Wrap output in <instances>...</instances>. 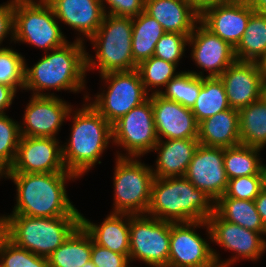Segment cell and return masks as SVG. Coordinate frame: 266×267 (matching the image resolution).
Returning <instances> with one entry per match:
<instances>
[{
  "label": "cell",
  "instance_id": "f35d334b",
  "mask_svg": "<svg viewBox=\"0 0 266 267\" xmlns=\"http://www.w3.org/2000/svg\"><path fill=\"white\" fill-rule=\"evenodd\" d=\"M261 191V175H249L229 179L224 195L239 200H255Z\"/></svg>",
  "mask_w": 266,
  "mask_h": 267
},
{
  "label": "cell",
  "instance_id": "3957f363",
  "mask_svg": "<svg viewBox=\"0 0 266 267\" xmlns=\"http://www.w3.org/2000/svg\"><path fill=\"white\" fill-rule=\"evenodd\" d=\"M73 108L67 116L73 117V125L68 142L61 145L62 159L66 170L80 178L101 163L99 158L113 141V132L112 125L89 102Z\"/></svg>",
  "mask_w": 266,
  "mask_h": 267
},
{
  "label": "cell",
  "instance_id": "603a6c76",
  "mask_svg": "<svg viewBox=\"0 0 266 267\" xmlns=\"http://www.w3.org/2000/svg\"><path fill=\"white\" fill-rule=\"evenodd\" d=\"M144 11L155 18L165 32L188 37L200 20V15L186 0H145Z\"/></svg>",
  "mask_w": 266,
  "mask_h": 267
},
{
  "label": "cell",
  "instance_id": "74e56055",
  "mask_svg": "<svg viewBox=\"0 0 266 267\" xmlns=\"http://www.w3.org/2000/svg\"><path fill=\"white\" fill-rule=\"evenodd\" d=\"M188 38L185 34L165 32L155 45L153 56L178 65L186 51Z\"/></svg>",
  "mask_w": 266,
  "mask_h": 267
},
{
  "label": "cell",
  "instance_id": "6da1fadb",
  "mask_svg": "<svg viewBox=\"0 0 266 267\" xmlns=\"http://www.w3.org/2000/svg\"><path fill=\"white\" fill-rule=\"evenodd\" d=\"M16 185V204L10 215L31 217L81 216L68 198L66 181L78 177L69 171L54 173H3Z\"/></svg>",
  "mask_w": 266,
  "mask_h": 267
},
{
  "label": "cell",
  "instance_id": "ee69618b",
  "mask_svg": "<svg viewBox=\"0 0 266 267\" xmlns=\"http://www.w3.org/2000/svg\"><path fill=\"white\" fill-rule=\"evenodd\" d=\"M190 6L201 15L205 10L228 0H186Z\"/></svg>",
  "mask_w": 266,
  "mask_h": 267
},
{
  "label": "cell",
  "instance_id": "681fc988",
  "mask_svg": "<svg viewBox=\"0 0 266 267\" xmlns=\"http://www.w3.org/2000/svg\"><path fill=\"white\" fill-rule=\"evenodd\" d=\"M83 267H96L93 263H92V261L90 260V261H88Z\"/></svg>",
  "mask_w": 266,
  "mask_h": 267
},
{
  "label": "cell",
  "instance_id": "8d00e7d4",
  "mask_svg": "<svg viewBox=\"0 0 266 267\" xmlns=\"http://www.w3.org/2000/svg\"><path fill=\"white\" fill-rule=\"evenodd\" d=\"M25 57L9 47H0V83L24 90Z\"/></svg>",
  "mask_w": 266,
  "mask_h": 267
},
{
  "label": "cell",
  "instance_id": "bcb514c9",
  "mask_svg": "<svg viewBox=\"0 0 266 267\" xmlns=\"http://www.w3.org/2000/svg\"><path fill=\"white\" fill-rule=\"evenodd\" d=\"M246 2L254 12L266 16V0H246Z\"/></svg>",
  "mask_w": 266,
  "mask_h": 267
},
{
  "label": "cell",
  "instance_id": "7c38bea8",
  "mask_svg": "<svg viewBox=\"0 0 266 267\" xmlns=\"http://www.w3.org/2000/svg\"><path fill=\"white\" fill-rule=\"evenodd\" d=\"M197 227H207V221L171 223L168 266L221 267L220 254L196 232Z\"/></svg>",
  "mask_w": 266,
  "mask_h": 267
},
{
  "label": "cell",
  "instance_id": "f6af8a7d",
  "mask_svg": "<svg viewBox=\"0 0 266 267\" xmlns=\"http://www.w3.org/2000/svg\"><path fill=\"white\" fill-rule=\"evenodd\" d=\"M254 201L257 211L260 214L261 221L266 229V191L262 190Z\"/></svg>",
  "mask_w": 266,
  "mask_h": 267
},
{
  "label": "cell",
  "instance_id": "7dc6e473",
  "mask_svg": "<svg viewBox=\"0 0 266 267\" xmlns=\"http://www.w3.org/2000/svg\"><path fill=\"white\" fill-rule=\"evenodd\" d=\"M258 69L264 79L266 81V51L263 55L256 61Z\"/></svg>",
  "mask_w": 266,
  "mask_h": 267
},
{
  "label": "cell",
  "instance_id": "52a82bcc",
  "mask_svg": "<svg viewBox=\"0 0 266 267\" xmlns=\"http://www.w3.org/2000/svg\"><path fill=\"white\" fill-rule=\"evenodd\" d=\"M16 41L31 44L45 53L68 42L46 0H14V43Z\"/></svg>",
  "mask_w": 266,
  "mask_h": 267
},
{
  "label": "cell",
  "instance_id": "5bb4252c",
  "mask_svg": "<svg viewBox=\"0 0 266 267\" xmlns=\"http://www.w3.org/2000/svg\"><path fill=\"white\" fill-rule=\"evenodd\" d=\"M53 137L21 136L13 164L4 173L65 172L62 146Z\"/></svg>",
  "mask_w": 266,
  "mask_h": 267
},
{
  "label": "cell",
  "instance_id": "277c9868",
  "mask_svg": "<svg viewBox=\"0 0 266 267\" xmlns=\"http://www.w3.org/2000/svg\"><path fill=\"white\" fill-rule=\"evenodd\" d=\"M214 201L185 176L154 178L146 215L171 223L207 221Z\"/></svg>",
  "mask_w": 266,
  "mask_h": 267
},
{
  "label": "cell",
  "instance_id": "cb8c5ba5",
  "mask_svg": "<svg viewBox=\"0 0 266 267\" xmlns=\"http://www.w3.org/2000/svg\"><path fill=\"white\" fill-rule=\"evenodd\" d=\"M81 225L95 244L129 258V214L110 213L99 225L81 214Z\"/></svg>",
  "mask_w": 266,
  "mask_h": 267
},
{
  "label": "cell",
  "instance_id": "f1b7e54d",
  "mask_svg": "<svg viewBox=\"0 0 266 267\" xmlns=\"http://www.w3.org/2000/svg\"><path fill=\"white\" fill-rule=\"evenodd\" d=\"M240 142L249 147L266 146V97L239 110Z\"/></svg>",
  "mask_w": 266,
  "mask_h": 267
},
{
  "label": "cell",
  "instance_id": "60d3db41",
  "mask_svg": "<svg viewBox=\"0 0 266 267\" xmlns=\"http://www.w3.org/2000/svg\"><path fill=\"white\" fill-rule=\"evenodd\" d=\"M91 261L96 267H123L129 258L95 244L91 238Z\"/></svg>",
  "mask_w": 266,
  "mask_h": 267
},
{
  "label": "cell",
  "instance_id": "d6986e66",
  "mask_svg": "<svg viewBox=\"0 0 266 267\" xmlns=\"http://www.w3.org/2000/svg\"><path fill=\"white\" fill-rule=\"evenodd\" d=\"M219 78L230 108L240 110L264 96L265 81L256 62L236 60Z\"/></svg>",
  "mask_w": 266,
  "mask_h": 267
},
{
  "label": "cell",
  "instance_id": "e575fe53",
  "mask_svg": "<svg viewBox=\"0 0 266 267\" xmlns=\"http://www.w3.org/2000/svg\"><path fill=\"white\" fill-rule=\"evenodd\" d=\"M0 267H49L48 258L16 246L0 231Z\"/></svg>",
  "mask_w": 266,
  "mask_h": 267
},
{
  "label": "cell",
  "instance_id": "4316f807",
  "mask_svg": "<svg viewBox=\"0 0 266 267\" xmlns=\"http://www.w3.org/2000/svg\"><path fill=\"white\" fill-rule=\"evenodd\" d=\"M214 212L221 219L262 233L264 237L266 235V229L254 200H239L223 195L214 202Z\"/></svg>",
  "mask_w": 266,
  "mask_h": 267
},
{
  "label": "cell",
  "instance_id": "2e32d148",
  "mask_svg": "<svg viewBox=\"0 0 266 267\" xmlns=\"http://www.w3.org/2000/svg\"><path fill=\"white\" fill-rule=\"evenodd\" d=\"M197 29V30H196ZM188 46L192 47L191 57L198 68L203 71H189L194 75L204 77V71L209 72L205 77H219L233 62L235 48L226 41L211 33L200 22L188 38Z\"/></svg>",
  "mask_w": 266,
  "mask_h": 267
},
{
  "label": "cell",
  "instance_id": "d4e9b609",
  "mask_svg": "<svg viewBox=\"0 0 266 267\" xmlns=\"http://www.w3.org/2000/svg\"><path fill=\"white\" fill-rule=\"evenodd\" d=\"M197 139L201 145L210 147L228 148L241 144L239 110L229 108L199 122Z\"/></svg>",
  "mask_w": 266,
  "mask_h": 267
},
{
  "label": "cell",
  "instance_id": "7a4b0ae2",
  "mask_svg": "<svg viewBox=\"0 0 266 267\" xmlns=\"http://www.w3.org/2000/svg\"><path fill=\"white\" fill-rule=\"evenodd\" d=\"M86 53L84 43L76 39L44 53L31 68L25 61L24 90L33 91L35 96H54L43 93L49 89L81 92L86 89Z\"/></svg>",
  "mask_w": 266,
  "mask_h": 267
},
{
  "label": "cell",
  "instance_id": "9a60e30c",
  "mask_svg": "<svg viewBox=\"0 0 266 267\" xmlns=\"http://www.w3.org/2000/svg\"><path fill=\"white\" fill-rule=\"evenodd\" d=\"M71 109V105L57 95H32L25 108L23 122L19 123L21 136L56 138Z\"/></svg>",
  "mask_w": 266,
  "mask_h": 267
},
{
  "label": "cell",
  "instance_id": "5b68a950",
  "mask_svg": "<svg viewBox=\"0 0 266 267\" xmlns=\"http://www.w3.org/2000/svg\"><path fill=\"white\" fill-rule=\"evenodd\" d=\"M81 224V216H0V231L16 246L48 258Z\"/></svg>",
  "mask_w": 266,
  "mask_h": 267
},
{
  "label": "cell",
  "instance_id": "ac0fdd59",
  "mask_svg": "<svg viewBox=\"0 0 266 267\" xmlns=\"http://www.w3.org/2000/svg\"><path fill=\"white\" fill-rule=\"evenodd\" d=\"M254 11L246 0H228L205 10L199 22L211 33L236 48Z\"/></svg>",
  "mask_w": 266,
  "mask_h": 267
},
{
  "label": "cell",
  "instance_id": "836d02e7",
  "mask_svg": "<svg viewBox=\"0 0 266 267\" xmlns=\"http://www.w3.org/2000/svg\"><path fill=\"white\" fill-rule=\"evenodd\" d=\"M177 66L174 63L152 56L140 62L136 70L139 72L145 90L148 93L150 90H154L151 91V94H157L162 87L164 88L172 78L179 74L178 71L176 72ZM157 87L161 88L157 89Z\"/></svg>",
  "mask_w": 266,
  "mask_h": 267
},
{
  "label": "cell",
  "instance_id": "e0dca14e",
  "mask_svg": "<svg viewBox=\"0 0 266 267\" xmlns=\"http://www.w3.org/2000/svg\"><path fill=\"white\" fill-rule=\"evenodd\" d=\"M224 148L199 144L185 177L215 202L227 190L228 177L223 164Z\"/></svg>",
  "mask_w": 266,
  "mask_h": 267
},
{
  "label": "cell",
  "instance_id": "4dcf8cb0",
  "mask_svg": "<svg viewBox=\"0 0 266 267\" xmlns=\"http://www.w3.org/2000/svg\"><path fill=\"white\" fill-rule=\"evenodd\" d=\"M261 149L239 144L224 148V168L228 179L241 176L261 175Z\"/></svg>",
  "mask_w": 266,
  "mask_h": 267
},
{
  "label": "cell",
  "instance_id": "7bdbcfd3",
  "mask_svg": "<svg viewBox=\"0 0 266 267\" xmlns=\"http://www.w3.org/2000/svg\"><path fill=\"white\" fill-rule=\"evenodd\" d=\"M16 93L12 87L0 83V115L6 114L5 110L11 107Z\"/></svg>",
  "mask_w": 266,
  "mask_h": 267
},
{
  "label": "cell",
  "instance_id": "ba28073f",
  "mask_svg": "<svg viewBox=\"0 0 266 267\" xmlns=\"http://www.w3.org/2000/svg\"><path fill=\"white\" fill-rule=\"evenodd\" d=\"M114 168V203L111 213L146 214L154 174L151 165L134 157H117Z\"/></svg>",
  "mask_w": 266,
  "mask_h": 267
},
{
  "label": "cell",
  "instance_id": "f907efd6",
  "mask_svg": "<svg viewBox=\"0 0 266 267\" xmlns=\"http://www.w3.org/2000/svg\"><path fill=\"white\" fill-rule=\"evenodd\" d=\"M130 260L123 266V267H131V265H129L130 264Z\"/></svg>",
  "mask_w": 266,
  "mask_h": 267
},
{
  "label": "cell",
  "instance_id": "816d5d0a",
  "mask_svg": "<svg viewBox=\"0 0 266 267\" xmlns=\"http://www.w3.org/2000/svg\"><path fill=\"white\" fill-rule=\"evenodd\" d=\"M264 96L266 97V81H265V91H264Z\"/></svg>",
  "mask_w": 266,
  "mask_h": 267
},
{
  "label": "cell",
  "instance_id": "ffe728a7",
  "mask_svg": "<svg viewBox=\"0 0 266 267\" xmlns=\"http://www.w3.org/2000/svg\"><path fill=\"white\" fill-rule=\"evenodd\" d=\"M149 98L159 140L198 138L199 123L190 108L165 99L158 93L149 95Z\"/></svg>",
  "mask_w": 266,
  "mask_h": 267
},
{
  "label": "cell",
  "instance_id": "ab89813d",
  "mask_svg": "<svg viewBox=\"0 0 266 267\" xmlns=\"http://www.w3.org/2000/svg\"><path fill=\"white\" fill-rule=\"evenodd\" d=\"M100 2L105 14L130 18L142 13L145 6V0H100ZM105 4L109 6L106 7Z\"/></svg>",
  "mask_w": 266,
  "mask_h": 267
},
{
  "label": "cell",
  "instance_id": "44dd1931",
  "mask_svg": "<svg viewBox=\"0 0 266 267\" xmlns=\"http://www.w3.org/2000/svg\"><path fill=\"white\" fill-rule=\"evenodd\" d=\"M56 19L78 31L77 40L90 39L102 24L105 12L100 0H46Z\"/></svg>",
  "mask_w": 266,
  "mask_h": 267
},
{
  "label": "cell",
  "instance_id": "1f68e13d",
  "mask_svg": "<svg viewBox=\"0 0 266 267\" xmlns=\"http://www.w3.org/2000/svg\"><path fill=\"white\" fill-rule=\"evenodd\" d=\"M266 51V16L254 12L247 23L245 33L235 48L239 61L256 62Z\"/></svg>",
  "mask_w": 266,
  "mask_h": 267
},
{
  "label": "cell",
  "instance_id": "8fae6325",
  "mask_svg": "<svg viewBox=\"0 0 266 267\" xmlns=\"http://www.w3.org/2000/svg\"><path fill=\"white\" fill-rule=\"evenodd\" d=\"M112 144L126 150V155L117 152L115 157H134L153 152L159 141L154 122V113L151 99L132 108L112 125ZM128 153V154H127Z\"/></svg>",
  "mask_w": 266,
  "mask_h": 267
},
{
  "label": "cell",
  "instance_id": "30bf717a",
  "mask_svg": "<svg viewBox=\"0 0 266 267\" xmlns=\"http://www.w3.org/2000/svg\"><path fill=\"white\" fill-rule=\"evenodd\" d=\"M171 222L155 217L129 214V260L150 267L168 265Z\"/></svg>",
  "mask_w": 266,
  "mask_h": 267
},
{
  "label": "cell",
  "instance_id": "c3c4849f",
  "mask_svg": "<svg viewBox=\"0 0 266 267\" xmlns=\"http://www.w3.org/2000/svg\"><path fill=\"white\" fill-rule=\"evenodd\" d=\"M262 190L266 191V165L261 166Z\"/></svg>",
  "mask_w": 266,
  "mask_h": 267
},
{
  "label": "cell",
  "instance_id": "83f0119b",
  "mask_svg": "<svg viewBox=\"0 0 266 267\" xmlns=\"http://www.w3.org/2000/svg\"><path fill=\"white\" fill-rule=\"evenodd\" d=\"M164 33L161 24L145 11L132 18V56L137 65L154 55L155 45Z\"/></svg>",
  "mask_w": 266,
  "mask_h": 267
},
{
  "label": "cell",
  "instance_id": "d6a6232c",
  "mask_svg": "<svg viewBox=\"0 0 266 267\" xmlns=\"http://www.w3.org/2000/svg\"><path fill=\"white\" fill-rule=\"evenodd\" d=\"M200 89V76L194 75L189 70L179 71V74L166 84L165 91L161 89L158 94L191 109L198 98Z\"/></svg>",
  "mask_w": 266,
  "mask_h": 267
},
{
  "label": "cell",
  "instance_id": "8992f818",
  "mask_svg": "<svg viewBox=\"0 0 266 267\" xmlns=\"http://www.w3.org/2000/svg\"><path fill=\"white\" fill-rule=\"evenodd\" d=\"M89 40L96 55L86 53L87 71L98 68L102 75L137 68L132 56V18L105 14L102 24Z\"/></svg>",
  "mask_w": 266,
  "mask_h": 267
},
{
  "label": "cell",
  "instance_id": "d590c367",
  "mask_svg": "<svg viewBox=\"0 0 266 267\" xmlns=\"http://www.w3.org/2000/svg\"><path fill=\"white\" fill-rule=\"evenodd\" d=\"M21 139L20 124L0 115V176L13 164Z\"/></svg>",
  "mask_w": 266,
  "mask_h": 267
},
{
  "label": "cell",
  "instance_id": "7402d4cb",
  "mask_svg": "<svg viewBox=\"0 0 266 267\" xmlns=\"http://www.w3.org/2000/svg\"><path fill=\"white\" fill-rule=\"evenodd\" d=\"M199 144L198 139L159 140L153 148L158 152L156 168L151 167L154 178L185 176Z\"/></svg>",
  "mask_w": 266,
  "mask_h": 267
},
{
  "label": "cell",
  "instance_id": "f546056e",
  "mask_svg": "<svg viewBox=\"0 0 266 267\" xmlns=\"http://www.w3.org/2000/svg\"><path fill=\"white\" fill-rule=\"evenodd\" d=\"M226 91L219 77H201V89L191 108L197 122L229 109Z\"/></svg>",
  "mask_w": 266,
  "mask_h": 267
},
{
  "label": "cell",
  "instance_id": "484cf974",
  "mask_svg": "<svg viewBox=\"0 0 266 267\" xmlns=\"http://www.w3.org/2000/svg\"><path fill=\"white\" fill-rule=\"evenodd\" d=\"M91 260V236L80 224L49 257V267H83Z\"/></svg>",
  "mask_w": 266,
  "mask_h": 267
},
{
  "label": "cell",
  "instance_id": "9c48e42d",
  "mask_svg": "<svg viewBox=\"0 0 266 267\" xmlns=\"http://www.w3.org/2000/svg\"><path fill=\"white\" fill-rule=\"evenodd\" d=\"M101 80L108 85L107 91L94 95L95 101L89 95L84 100L90 104L113 125L121 117L149 99L150 93L145 90L139 72L132 71L108 72L100 75ZM105 91V92H104Z\"/></svg>",
  "mask_w": 266,
  "mask_h": 267
},
{
  "label": "cell",
  "instance_id": "b9f144b4",
  "mask_svg": "<svg viewBox=\"0 0 266 267\" xmlns=\"http://www.w3.org/2000/svg\"><path fill=\"white\" fill-rule=\"evenodd\" d=\"M3 4L0 5V46L8 34L11 43L14 41V0Z\"/></svg>",
  "mask_w": 266,
  "mask_h": 267
},
{
  "label": "cell",
  "instance_id": "4fadbf2b",
  "mask_svg": "<svg viewBox=\"0 0 266 267\" xmlns=\"http://www.w3.org/2000/svg\"><path fill=\"white\" fill-rule=\"evenodd\" d=\"M206 228L210 242H215L235 254L227 261H221V267H230L243 258L257 261L266 251V239L262 233L221 219L215 212L207 219Z\"/></svg>",
  "mask_w": 266,
  "mask_h": 267
}]
</instances>
